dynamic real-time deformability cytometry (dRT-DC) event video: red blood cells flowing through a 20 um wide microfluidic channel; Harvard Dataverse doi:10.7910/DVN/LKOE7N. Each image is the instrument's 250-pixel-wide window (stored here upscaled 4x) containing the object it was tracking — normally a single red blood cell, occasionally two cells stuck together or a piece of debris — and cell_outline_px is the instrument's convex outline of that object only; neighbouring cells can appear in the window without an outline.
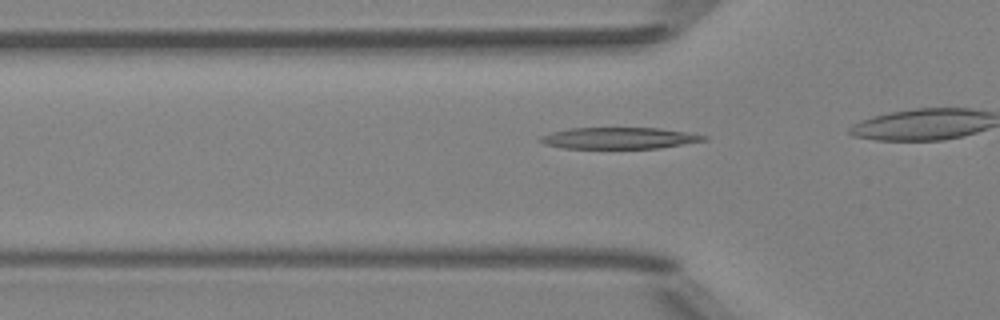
{"species": "Egyptian fruit bat (a non-hibernating species)", "species_latin": "Rousettus aegyptiacus", "temperature_condition": "room temperature", "stored_images_in_passage": 22, "camera_frame_rate_fps": 3000, "um_per_image_px": 0.085, "animal": {"sex": "female"}, "frame": {"image": 1, "passage_image": 13, "time_ms": 4.0, "image_size_px": [1000, 320], "cell_outline_px": [[708, 140], [660, 148], [564, 148], [544, 144], [536, 140], [540, 136], [552, 132], [568, 128], [660, 128], [688, 132], [708, 136]], "centroid_in_image_um": [52.63, 11.74], "position_along_channel_um": 73.2, "area_um2": 20.52}}